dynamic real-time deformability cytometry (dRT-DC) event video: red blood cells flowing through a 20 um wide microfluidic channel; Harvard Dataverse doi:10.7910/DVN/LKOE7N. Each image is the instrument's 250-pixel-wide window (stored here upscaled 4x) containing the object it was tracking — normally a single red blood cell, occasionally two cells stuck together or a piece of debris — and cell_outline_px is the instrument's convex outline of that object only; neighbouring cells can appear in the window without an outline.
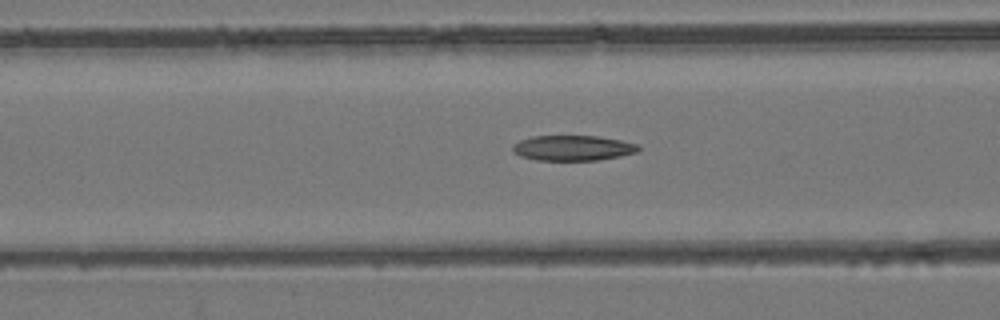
{"species": "common noctule bat (a hibernating species)", "species_latin": "Nyctalus noctula", "temperature_condition": "room temperature", "stored_images_in_passage": 54, "camera_frame_rate_fps": 3000, "um_per_image_px": 0.085, "animal": {"sex": "female", "body_mass_g": 24.6, "forearm_length_mm": 56.2}, "frame": {"image": 1, "passage_image": 22, "time_ms": 7.0, "image_size_px": [1000, 320], "cell_outline_px": [[640, 148], [636, 152], [620, 156], [596, 160], [536, 160], [520, 156], [512, 152], [512, 144], [520, 140], [532, 136], [596, 136], [620, 140], [640, 144]], "centroid_in_image_um": [48.66, 12.58], "position_along_channel_um": 117.9, "area_um2": 18.55}}
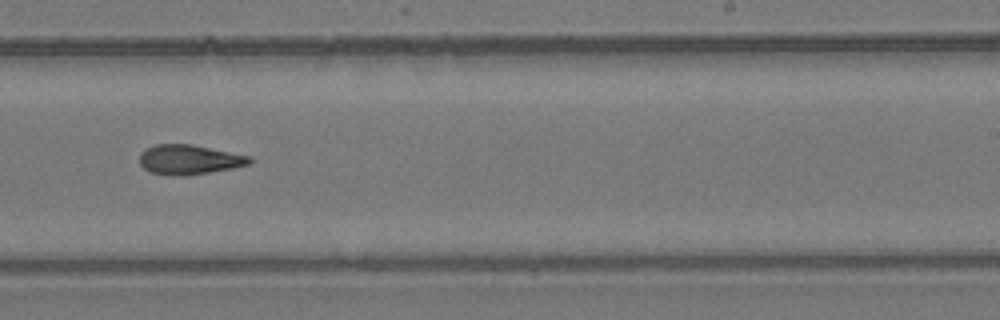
{"frame": {"image": 2, "passage_image": 34, "time_ms": 11.0, "image_size_px": [1000, 320], "cell_outline_px": [[252, 160], [248, 164], [232, 168], [184, 176], [168, 176], [148, 172], [140, 164], [140, 152], [144, 148], [156, 144], [192, 144], [252, 156]], "centroid_in_image_um": [16.04, 13.56], "position_along_channel_um": 273.0, "area_um2": 19.25}}
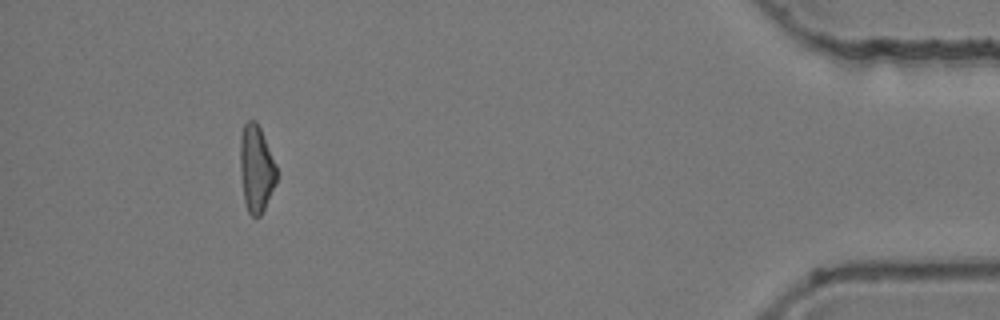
{"frame": {"image": 3, "passage_image": 50, "time_ms": 16.333, "image_size_px": [1000, 320], "cell_outline_px": [[276, 184], [260, 216], [252, 216], [248, 212], [244, 200], [240, 172], [240, 136], [244, 124], [248, 120], [256, 120], [260, 128], [276, 164]], "centroid_in_image_um": [21.77, 14.31], "position_along_channel_um": 413.4, "area_um2": 18.44}, "authors_computed_cell_mechanics": {"area_um2": 19.2185, "velocity_mm_per_s": 3.879, "shape_relaxation_time_tau1_ms": null, "shape_relaxation_time_tau2_ms": 5.2159, "deformation_change_tau1": null, "deformation_change_tau2": 0.1585}}